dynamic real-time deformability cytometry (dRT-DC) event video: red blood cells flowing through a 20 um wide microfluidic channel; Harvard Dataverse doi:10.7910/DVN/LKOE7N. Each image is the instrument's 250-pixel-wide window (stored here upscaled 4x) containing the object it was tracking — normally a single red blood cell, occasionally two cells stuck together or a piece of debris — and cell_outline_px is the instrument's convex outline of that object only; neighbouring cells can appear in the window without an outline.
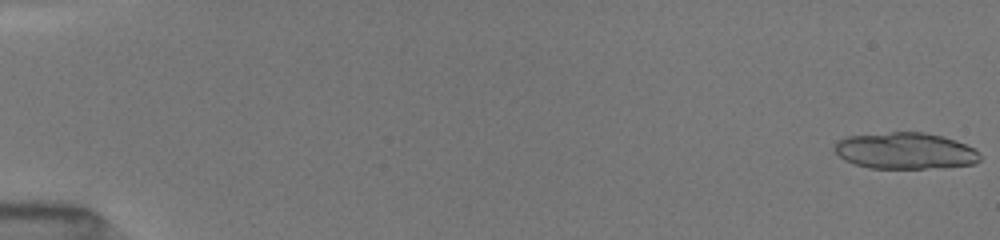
{"species": "common noctule bat (a hibernating species)", "species_latin": "Nyctalus noctula", "temperature_condition": "room temperature", "stored_images_in_passage": 22, "camera_frame_rate_fps": 3000, "um_per_image_px": 0.085, "animal": {"sex": "female", "body_mass_g": 19.5, "forearm_length_mm": 54.1}, "frame": {"image": 1, "passage_image": 1, "time_ms": 0.0, "image_size_px": [1000, 240], "cell_outline_px": [[980, 160], [976, 164], [944, 168], [868, 168], [844, 160], [832, 148], [840, 140], [848, 136], [892, 132], [924, 132], [944, 136], [956, 140], [972, 148], [980, 156]], "centroid_in_image_um": [76.97, 12.83], "position_along_channel_um": 8.0, "area_um2": 30.92}}
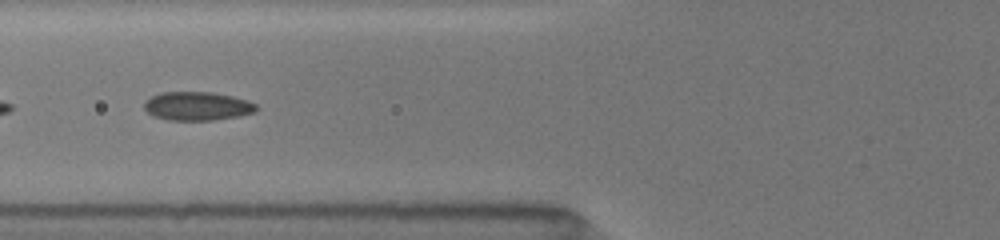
{"frame": {"image": 2, "passage_image": 15, "time_ms": 7.0, "image_size_px": [1000, 240], "cell_outline_px": [[256, 112], [240, 116], [212, 120], [168, 120], [152, 116], [144, 108], [144, 100], [160, 92], [212, 92], [232, 96], [248, 100], [256, 104]], "centroid_in_image_um": [16.75, 9.02], "position_along_channel_um": 109.0, "area_um2": 18.84}}
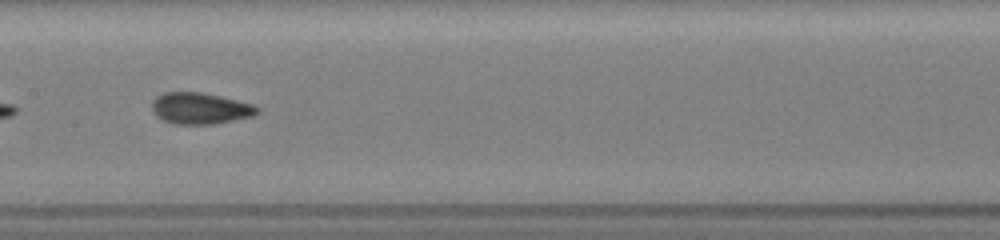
{"frame": {"image": 3, "passage_image": 20, "time_ms": 9.0, "image_size_px": [1000, 240], "cell_outline_px": [[260, 112], [252, 116], [216, 124], [176, 124], [164, 120], [156, 116], [152, 108], [152, 100], [156, 96], [164, 92], [200, 92], [220, 96], [256, 104], [260, 108]], "centroid_in_image_um": [17.05, 9.2], "position_along_channel_um": 190.4, "area_um2": 19.42}}